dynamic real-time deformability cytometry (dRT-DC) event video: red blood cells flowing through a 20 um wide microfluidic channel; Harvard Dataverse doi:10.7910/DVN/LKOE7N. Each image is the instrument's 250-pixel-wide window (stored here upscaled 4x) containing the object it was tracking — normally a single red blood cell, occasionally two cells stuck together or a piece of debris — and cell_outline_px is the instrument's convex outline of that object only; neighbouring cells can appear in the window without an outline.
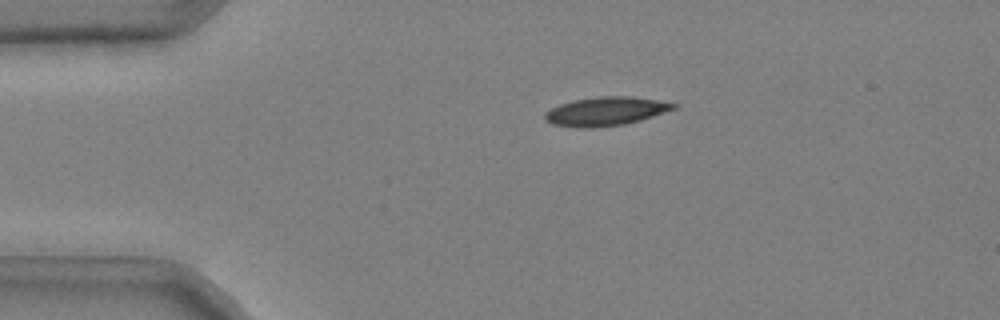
{"species": "common noctule bat (a hibernating species)", "species_latin": "Nyctalus noctula", "temperature_condition": "cold", "stored_images_in_passage": 39, "camera_frame_rate_fps": 3000, "um_per_image_px": 0.085, "animal": {"sex": "male", "body_mass_g": 20.4}, "frame": {"image": 1, "passage_image": 2, "time_ms": 0.333, "image_size_px": [1000, 320], "cell_outline_px": [[680, 104], [676, 108], [640, 120], [624, 124], [592, 128], [580, 128], [552, 124], [544, 120], [544, 112], [560, 104], [576, 100], [600, 96], [632, 96]], "centroid_in_image_um": [51.47, 9.46], "position_along_channel_um": 33.5, "area_um2": 21.44}}
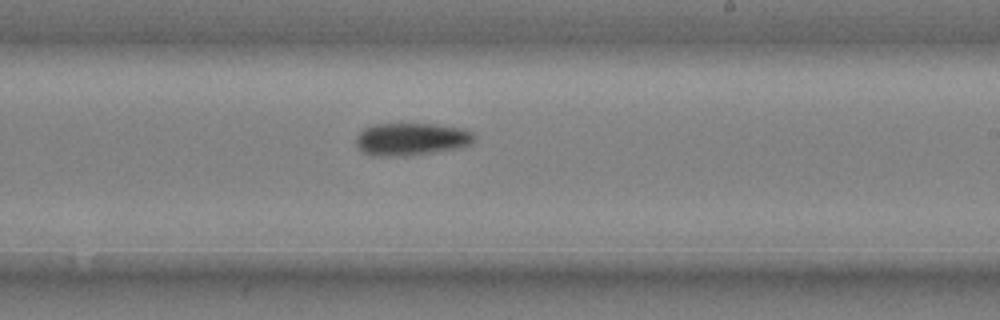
{"frame": {"image": 2, "passage_image": 23, "time_ms": 7.333, "image_size_px": [1000, 320], "cell_outline_px": [[476, 140], [472, 144], [464, 148], [408, 156], [372, 156], [364, 152], [356, 144], [356, 136], [364, 128], [372, 124], [436, 124], [464, 128], [472, 132], [476, 136]], "centroid_in_image_um": [35.03, 11.83], "position_along_channel_um": 254.0, "area_um2": 22.95}}
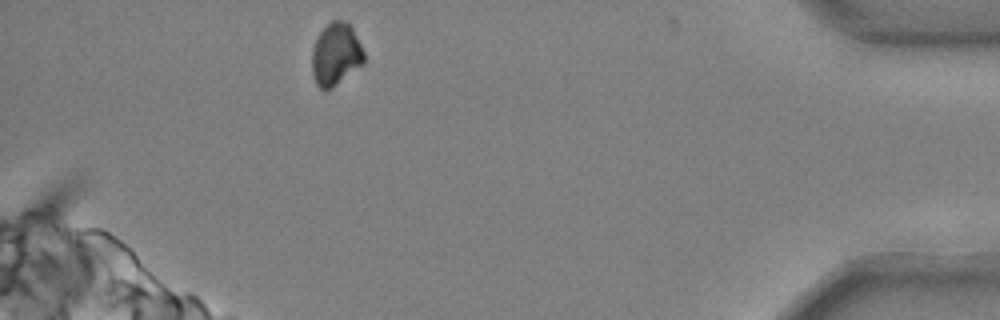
{"frame": {"image": 3, "passage_image": 39, "time_ms": 12.667, "image_size_px": [1000, 320], "cell_outline_px": [[364, 64], [332, 88], [324, 92], [316, 84], [312, 72], [312, 48], [320, 32], [332, 20], [348, 20], [364, 52]], "centroid_in_image_um": [28.55, 4.63], "position_along_channel_um": 406.7, "area_um2": 19.07}, "authors_computed_cell_mechanics": {"area_um2": 21.6172, "velocity_mm_per_s": 3.7119, "shape_relaxation_time_tau1_ms": 8.2381, "shape_relaxation_time_tau2_ms": null, "deformation_change_tau1": 0.1435, "deformation_change_tau2": null}}